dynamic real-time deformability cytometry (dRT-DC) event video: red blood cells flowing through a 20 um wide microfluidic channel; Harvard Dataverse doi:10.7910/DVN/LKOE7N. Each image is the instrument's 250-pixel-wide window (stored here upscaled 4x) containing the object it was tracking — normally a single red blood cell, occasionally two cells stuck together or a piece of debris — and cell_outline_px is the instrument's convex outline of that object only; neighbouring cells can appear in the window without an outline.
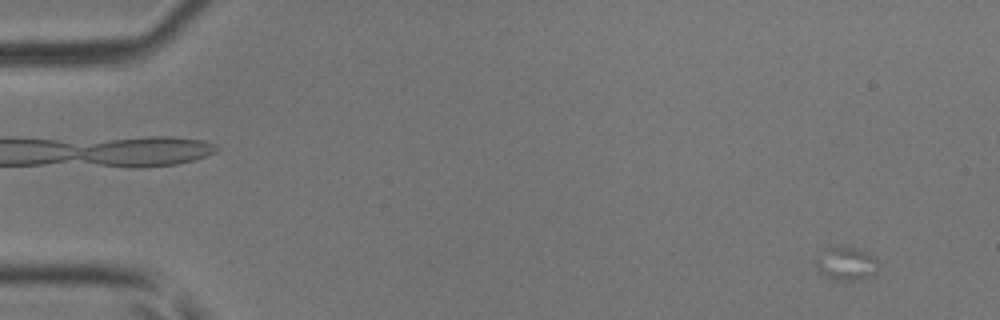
{"species": "common noctule bat (a hibernating species)", "species_latin": "Nyctalus noctula", "temperature_condition": "room temperature", "stored_images_in_passage": 17, "camera_frame_rate_fps": 3000, "um_per_image_px": 0.085, "animal": {"sex": "male", "body_mass_g": 17.9, "forearm_length_mm": 54.2}, "frame": {"image": 1, "passage_image": 4, "time_ms": 1.0, "image_size_px": [1000, 320], "cell_outline_px": [[876, 276], [852, 280], [836, 280], [824, 276], [816, 268], [816, 260], [828, 248], [836, 244], [848, 244], [868, 252], [876, 256]], "centroid_in_image_um": [71.96, 22.37], "position_along_channel_um": 13.0, "area_um2": 12.48}}